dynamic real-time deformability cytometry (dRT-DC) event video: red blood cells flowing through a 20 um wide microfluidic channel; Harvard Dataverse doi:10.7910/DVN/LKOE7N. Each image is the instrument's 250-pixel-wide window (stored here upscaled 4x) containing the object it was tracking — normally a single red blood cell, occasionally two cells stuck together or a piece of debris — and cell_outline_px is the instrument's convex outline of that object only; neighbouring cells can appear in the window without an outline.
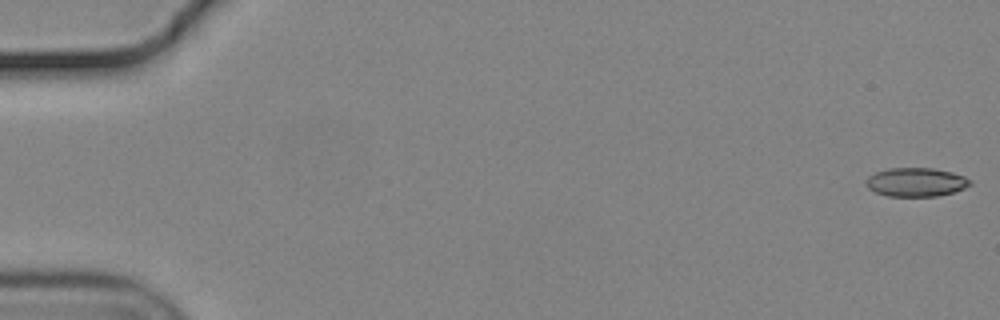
{"species": "common noctule bat (a hibernating species)", "species_latin": "Nyctalus noctula", "temperature_condition": "cold", "stored_images_in_passage": 9, "camera_frame_rate_fps": 3000, "um_per_image_px": 0.085, "animal": {"sex": "male", "body_mass_g": 19.2, "forearm_length_mm": 51.8}, "frame": {"image": 1, "passage_image": 1, "time_ms": 0.0, "image_size_px": [1000, 320], "cell_outline_px": [[972, 184], [964, 188], [952, 192], [936, 196], [888, 196], [876, 192], [868, 188], [864, 184], [864, 180], [868, 176], [876, 172], [888, 168], [932, 168], [952, 172], [964, 176], [972, 180]], "centroid_in_image_um": [77.84, 15.47], "position_along_channel_um": 7.2, "area_um2": 17.51}}